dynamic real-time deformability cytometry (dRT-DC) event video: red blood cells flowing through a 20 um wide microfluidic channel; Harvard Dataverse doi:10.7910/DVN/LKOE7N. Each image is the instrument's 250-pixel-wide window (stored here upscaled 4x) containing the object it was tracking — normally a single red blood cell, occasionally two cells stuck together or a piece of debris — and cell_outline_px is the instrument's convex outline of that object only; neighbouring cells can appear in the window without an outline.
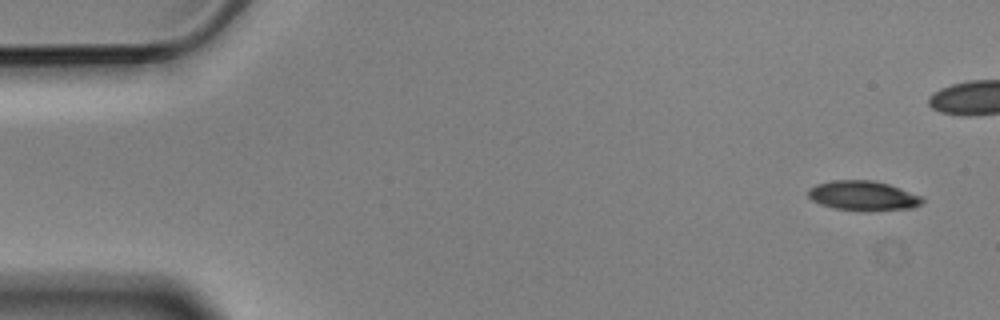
{"species": "Egyptian fruit bat (a non-hibernating species)", "species_latin": "Rousettus aegyptiacus", "temperature_condition": "cold", "stored_images_in_passage": 6, "segment_of_instrument_passage": [2, 2], "camera_frame_rate_fps": 3000, "um_per_image_px": 0.085, "animal": {"sex": "male"}, "frame": {"image": 1, "passage_image": 6, "time_ms": 1.667, "image_size_px": [1000, 320], "cell_outline_px": [[924, 200], [920, 204], [912, 208], [836, 208], [820, 204], [812, 200], [808, 196], [808, 188], [816, 184], [832, 180], [872, 180], [888, 184], [924, 196]], "centroid_in_image_um": [73.34, 16.57], "position_along_channel_um": 11.7, "area_um2": 18.9}}